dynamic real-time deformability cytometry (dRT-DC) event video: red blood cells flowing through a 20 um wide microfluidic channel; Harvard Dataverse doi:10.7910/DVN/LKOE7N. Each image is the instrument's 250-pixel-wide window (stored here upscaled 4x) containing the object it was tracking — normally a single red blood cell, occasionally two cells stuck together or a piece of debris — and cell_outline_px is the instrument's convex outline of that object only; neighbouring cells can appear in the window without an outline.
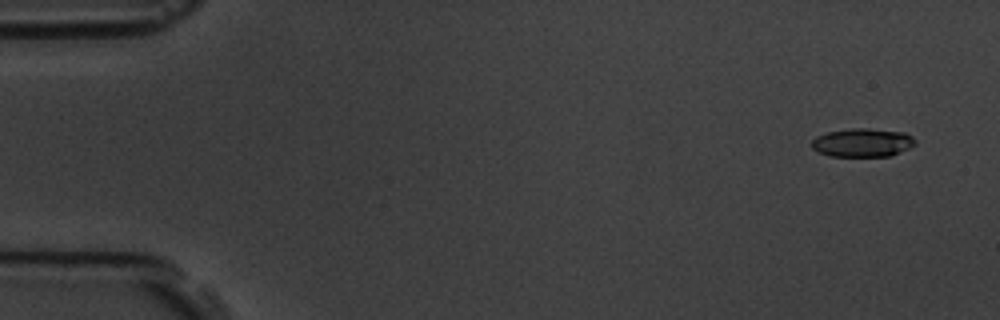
{"species": "common noctule bat (a hibernating species)", "species_latin": "Nyctalus noctula", "temperature_condition": "room temperature", "stored_images_in_passage": 5, "camera_frame_rate_fps": 3000, "um_per_image_px": 0.085, "animal": {"sex": "male", "body_mass_g": 19.5, "forearm_length_mm": 54.6}, "frame": {"image": 1, "passage_image": 1, "time_ms": 0.0, "image_size_px": [1000, 320], "cell_outline_px": [[916, 144], [908, 148], [888, 156], [828, 156], [812, 148], [812, 140], [816, 136], [828, 132], [852, 128], [868, 128], [904, 132], [912, 136], [916, 140]], "centroid_in_image_um": [73.31, 12.11], "position_along_channel_um": 11.7, "area_um2": 17.11}}
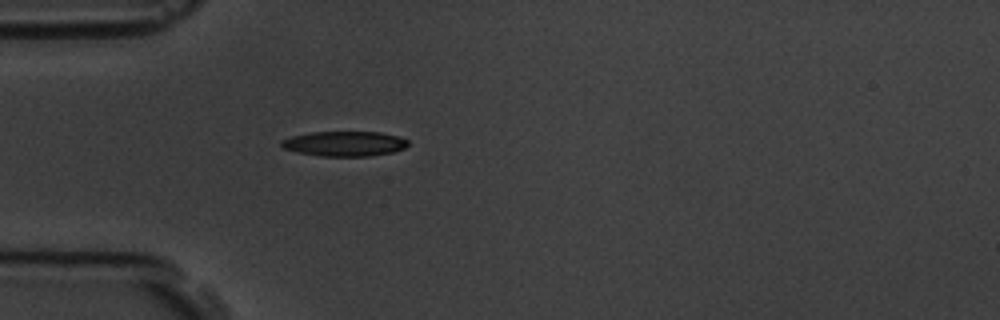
{"frame": {"image": 2, "passage_image": 5, "time_ms": 4.333, "image_size_px": [1000, 320], "cell_outline_px": [[408, 144], [404, 148], [392, 152], [368, 156], [320, 156], [296, 152], [284, 148], [280, 144], [280, 140], [292, 136], [312, 132], [380, 132], [396, 136], [408, 140]], "centroid_in_image_um": [29.25, 12.21], "position_along_channel_um": 55.7, "area_um2": 18.32}}